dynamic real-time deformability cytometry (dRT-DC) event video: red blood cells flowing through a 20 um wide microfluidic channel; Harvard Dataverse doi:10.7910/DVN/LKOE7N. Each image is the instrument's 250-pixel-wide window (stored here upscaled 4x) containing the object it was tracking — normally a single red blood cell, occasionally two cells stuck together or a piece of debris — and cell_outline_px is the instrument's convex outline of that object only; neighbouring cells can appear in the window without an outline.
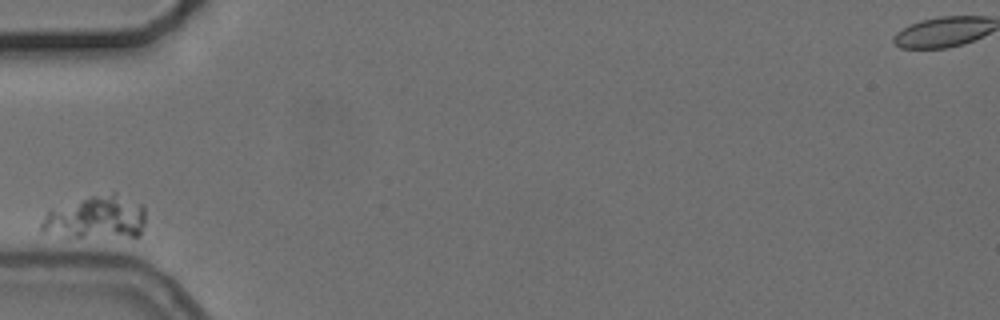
{"species": "common noctule bat (a hibernating species)", "species_latin": "Nyctalus noctula", "temperature_condition": "cold", "stored_images_in_passage": 2, "camera_frame_rate_fps": 3000, "um_per_image_px": 0.085, "animal": {"sex": "female", "body_mass_g": 24.6, "forearm_length_mm": 56.2}, "frame": {"image": 1, "passage_image": 1, "time_ms": 0.0, "image_size_px": [1000, 320], "cell_outline_px": [[144, 224], [140, 236], [68, 236], [40, 232], [40, 224], [44, 216], [48, 212], [92, 196], [112, 192], [116, 192], [144, 204]], "centroid_in_image_um": [8.24, 18.48], "position_along_channel_um": 76.8, "area_um2": 25.72}}
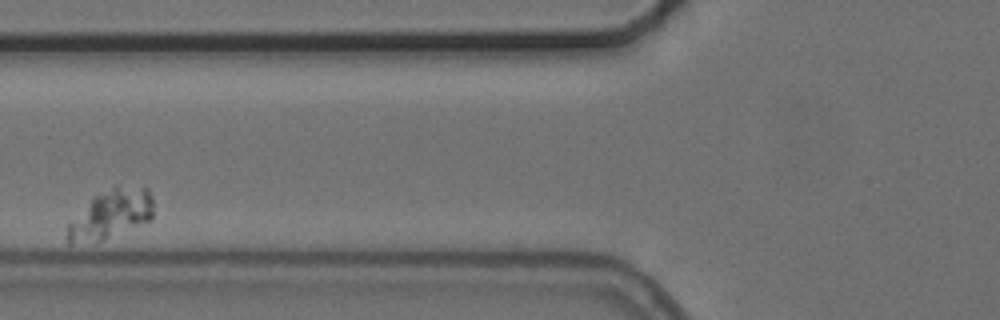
{"frame": {"image": 2, "passage_image": 2, "time_ms": 1.333, "image_size_px": [1000, 320], "cell_outline_px": [[152, 220], [96, 244], [68, 244], [68, 224], [96, 196], [116, 184], [148, 188], [152, 196]], "centroid_in_image_um": [9.46, 18.25], "position_along_channel_um": 116.3, "area_um2": 24.74}}